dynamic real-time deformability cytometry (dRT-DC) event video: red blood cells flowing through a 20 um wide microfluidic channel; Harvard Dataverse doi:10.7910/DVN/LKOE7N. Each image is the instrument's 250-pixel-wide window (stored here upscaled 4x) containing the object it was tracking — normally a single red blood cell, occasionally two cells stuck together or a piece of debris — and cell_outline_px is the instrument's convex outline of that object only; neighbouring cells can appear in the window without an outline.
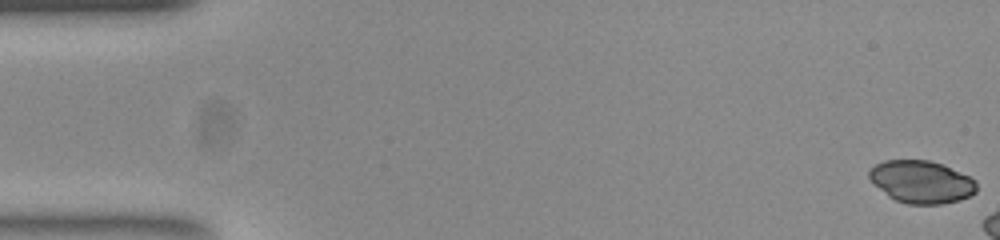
{"species": "common noctule bat (a hibernating species)", "species_latin": "Nyctalus noctula", "temperature_condition": "room temperature", "stored_images_in_passage": 7, "camera_frame_rate_fps": 3000, "um_per_image_px": 0.085, "animal": {"sex": "female", "body_mass_g": 23.0, "forearm_length_mm": 53.4}, "frame": {"image": 1, "passage_image": 1, "time_ms": 0.0, "image_size_px": [1000, 240], "cell_outline_px": [[976, 192], [960, 200], [940, 204], [908, 204], [896, 200], [888, 196], [868, 176], [868, 172], [876, 164], [884, 160], [928, 160], [944, 164], [976, 180]], "centroid_in_image_um": [78.34, 15.45], "position_along_channel_um": 6.7, "area_um2": 26.41}}